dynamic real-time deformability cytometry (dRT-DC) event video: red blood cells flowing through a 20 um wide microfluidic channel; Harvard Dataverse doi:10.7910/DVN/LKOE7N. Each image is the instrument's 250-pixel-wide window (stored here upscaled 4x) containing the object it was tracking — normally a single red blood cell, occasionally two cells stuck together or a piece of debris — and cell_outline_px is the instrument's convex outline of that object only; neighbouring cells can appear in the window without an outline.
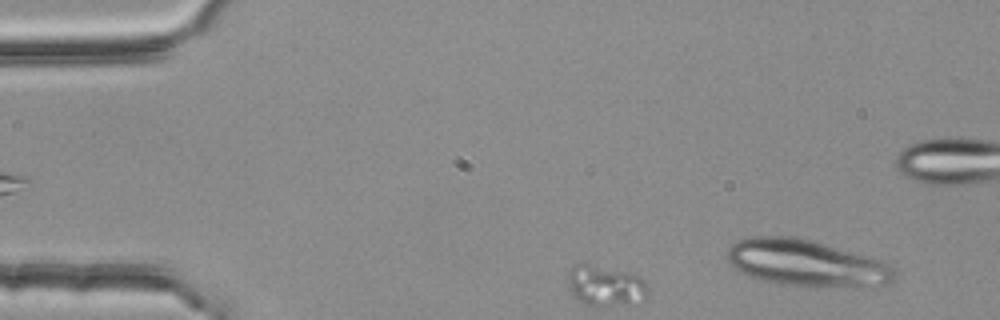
{"species": "common noctule bat (a hibernating species)", "species_latin": "Nyctalus noctula", "temperature_condition": "room temperature", "stored_images_in_passage": 8, "camera_frame_rate_fps": 3000, "um_per_image_px": 0.085, "animal": {"sex": "female", "body_mass_g": 25.1}, "frame": {"image": 1, "passage_image": 3, "time_ms": 0.667, "image_size_px": [1000, 320], "cell_outline_px": [[648, 288], [644, 300], [628, 304], [588, 304], [580, 300], [572, 292], [568, 284], [568, 272], [576, 264], [584, 264], [624, 272], [640, 276], [644, 280]], "centroid_in_image_um": [51.49, 24.28], "position_along_channel_um": 33.5, "area_um2": 18.03}}